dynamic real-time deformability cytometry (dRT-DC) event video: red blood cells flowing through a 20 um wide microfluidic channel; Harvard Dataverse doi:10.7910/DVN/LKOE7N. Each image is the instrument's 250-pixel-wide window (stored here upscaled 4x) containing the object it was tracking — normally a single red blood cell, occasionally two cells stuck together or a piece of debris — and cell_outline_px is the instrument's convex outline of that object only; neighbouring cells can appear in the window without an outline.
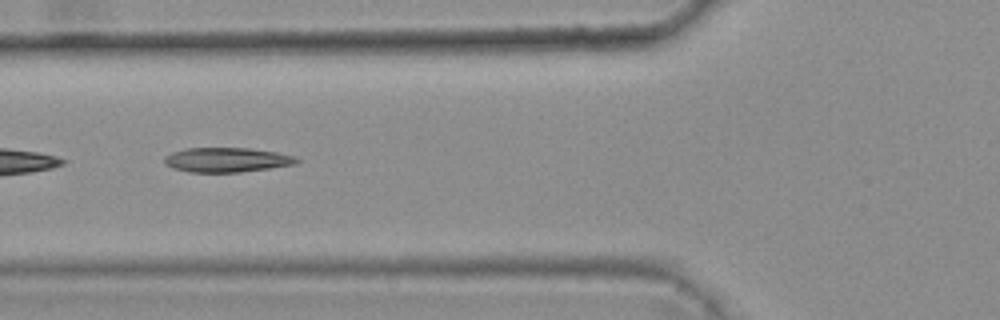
{"species": "common noctule bat (a hibernating species)", "species_latin": "Nyctalus noctula", "temperature_condition": "warm", "stored_images_in_passage": 7, "camera_frame_rate_fps": 3000, "um_per_image_px": 0.085, "animal": {"sex": "female", "body_mass_g": 25.1}, "frame": {"image": 1, "passage_image": 5, "time_ms": 1.333, "image_size_px": [1000, 320], "cell_outline_px": [[300, 160], [296, 164], [240, 172], [188, 172], [172, 168], [164, 164], [164, 156], [172, 152], [184, 148], [248, 148], [276, 152], [292, 156]], "centroid_in_image_um": [19.21, 13.59], "position_along_channel_um": 106.6, "area_um2": 18.9}}
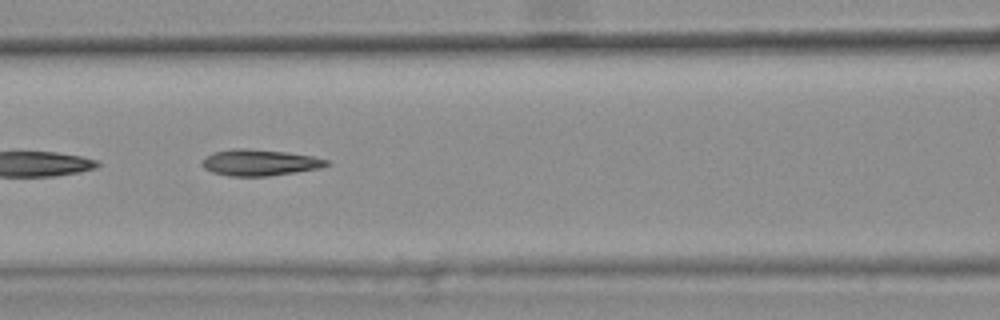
{"frame": {"image": 2, "passage_image": 6, "time_ms": 1.667, "image_size_px": [1000, 320], "cell_outline_px": [[332, 164], [320, 168], [296, 172], [268, 176], [228, 176], [212, 172], [204, 168], [200, 164], [212, 152], [232, 148], [244, 148], [288, 152], [312, 156], [328, 160]], "centroid_in_image_um": [22.08, 13.81], "position_along_channel_um": 144.5, "area_um2": 19.13}}